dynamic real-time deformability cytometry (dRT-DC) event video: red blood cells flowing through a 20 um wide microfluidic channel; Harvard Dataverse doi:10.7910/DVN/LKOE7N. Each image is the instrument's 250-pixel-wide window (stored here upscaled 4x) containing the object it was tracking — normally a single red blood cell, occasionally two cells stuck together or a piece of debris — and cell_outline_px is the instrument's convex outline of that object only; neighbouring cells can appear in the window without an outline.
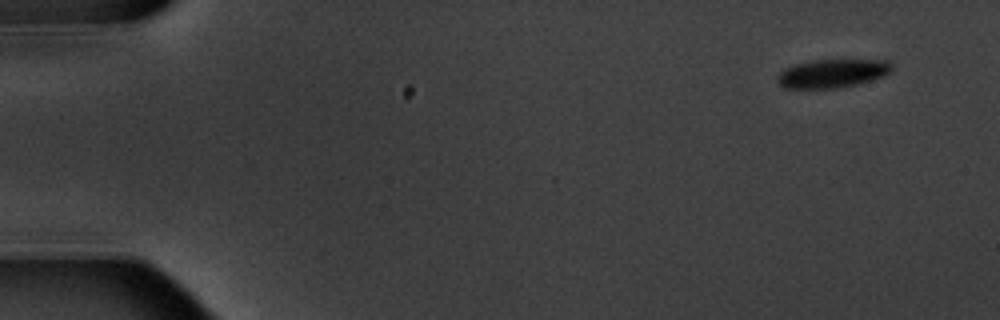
{"species": "common noctule bat (a hibernating species)", "species_latin": "Nyctalus noctula", "temperature_condition": "warm", "stored_images_in_passage": 5, "camera_frame_rate_fps": 3000, "um_per_image_px": 0.085, "animal": {"sex": "male", "body_mass_g": 20.1, "forearm_length_mm": 53.5}, "frame": {"image": 1, "passage_image": 1, "time_ms": 0.0, "image_size_px": [1000, 320], "cell_outline_px": [[892, 72], [884, 76], [856, 84], [832, 88], [784, 88], [776, 80], [776, 76], [784, 68], [796, 64], [812, 60], [888, 60], [892, 64]], "centroid_in_image_um": [70.74, 6.23], "position_along_channel_um": 14.3, "area_um2": 18.96}}
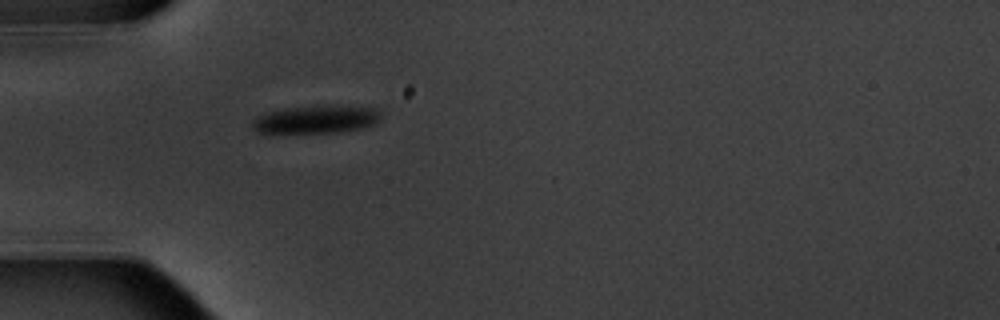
{"frame": {"image": 2, "passage_image": 5, "time_ms": 4.667, "image_size_px": [1000, 320], "cell_outline_px": [[380, 120], [372, 124], [360, 128], [340, 132], [260, 132], [252, 128], [252, 120], [268, 112], [284, 108], [336, 104], [376, 108], [380, 112]], "centroid_in_image_um": [26.92, 10.12], "position_along_channel_um": 58.1, "area_um2": 20.81}}